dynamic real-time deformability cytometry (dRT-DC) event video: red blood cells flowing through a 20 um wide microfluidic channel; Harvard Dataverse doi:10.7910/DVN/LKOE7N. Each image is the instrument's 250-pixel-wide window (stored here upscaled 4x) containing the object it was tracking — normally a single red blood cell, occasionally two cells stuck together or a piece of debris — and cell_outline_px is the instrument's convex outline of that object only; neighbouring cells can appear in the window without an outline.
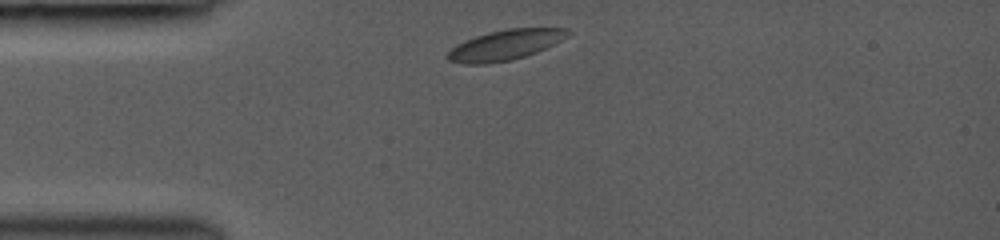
{"species": "common noctule bat (a hibernating species)", "species_latin": "Nyctalus noctula", "temperature_condition": "room temperature", "stored_images_in_passage": 20, "camera_frame_rate_fps": 3000, "um_per_image_px": 0.085, "animal": {"sex": "female", "body_mass_g": 19.0, "forearm_length_mm": 53.3}, "frame": {"image": 1, "passage_image": 1, "time_ms": 0.0, "image_size_px": [1000, 240], "cell_outline_px": [[572, 32], [568, 36], [536, 52], [512, 60], [488, 64], [460, 64], [448, 60], [448, 52], [456, 44], [464, 40], [488, 32], [508, 28], [568, 28]], "centroid_in_image_um": [42.92, 3.82], "position_along_channel_um": 42.1, "area_um2": 21.15}}
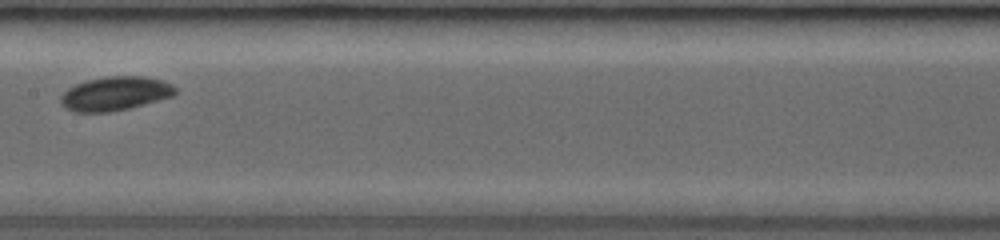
{"frame": {"image": 2, "passage_image": 8, "time_ms": 4.333, "image_size_px": [1000, 240], "cell_outline_px": [[176, 92], [172, 96], [128, 108], [108, 112], [72, 112], [64, 108], [60, 104], [60, 96], [68, 88], [76, 84], [88, 80], [108, 76], [144, 76], [160, 80], [172, 84], [176, 88]], "centroid_in_image_um": [9.74, 7.96], "position_along_channel_um": 197.7, "area_um2": 22.54}}
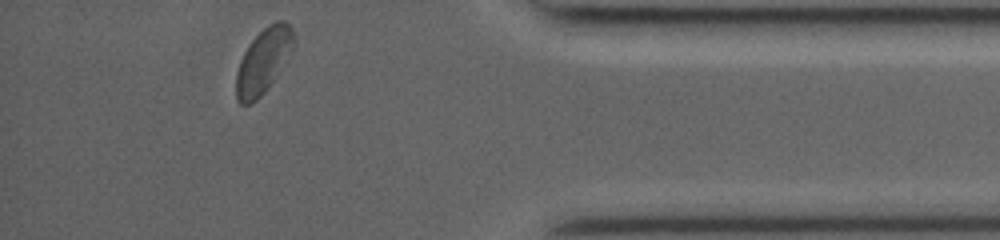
{"frame": {"image": 3, "passage_image": 20, "time_ms": 10.0, "image_size_px": [1000, 240], "cell_outline_px": [[296, 40], [292, 48], [268, 88], [252, 104], [240, 104], [236, 100], [236, 72], [240, 60], [248, 44], [268, 24], [276, 20], [284, 20], [292, 28], [296, 36]], "centroid_in_image_um": [22.37, 5.16], "position_along_channel_um": 412.8, "area_um2": 21.56}, "authors_computed_cell_mechanics": {"area_um2": 21.2993, "velocity_mm_per_s": 4.1392, "shape_relaxation_time_tau1_ms": 2.4096, "shape_relaxation_time_tau2_ms": null, "deformation_change_tau1": 0.0815, "deformation_change_tau2": null}}